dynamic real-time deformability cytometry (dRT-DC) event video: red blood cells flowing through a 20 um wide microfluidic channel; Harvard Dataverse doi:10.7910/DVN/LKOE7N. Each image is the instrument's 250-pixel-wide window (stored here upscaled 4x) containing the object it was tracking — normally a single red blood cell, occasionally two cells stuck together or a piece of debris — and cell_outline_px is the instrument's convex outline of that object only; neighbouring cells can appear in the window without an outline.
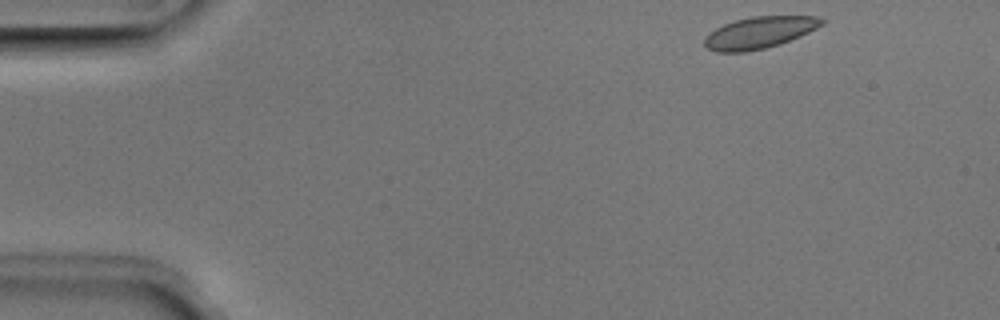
{"species": "Egyptian fruit bat (a non-hibernating species)", "species_latin": "Rousettus aegyptiacus", "temperature_condition": "room temperature", "stored_images_in_passage": 47, "camera_frame_rate_fps": 3000, "um_per_image_px": 0.085, "animal": {"sex": "male"}, "frame": {"image": 1, "passage_image": 1, "time_ms": 0.0, "image_size_px": [1000, 320], "cell_outline_px": [[824, 24], [800, 36], [780, 44], [748, 52], [716, 52], [704, 48], [704, 40], [716, 28], [724, 24], [736, 20], [752, 16], [816, 16], [824, 20]], "centroid_in_image_um": [64.54, 2.78], "position_along_channel_um": 20.5, "area_um2": 21.56}}
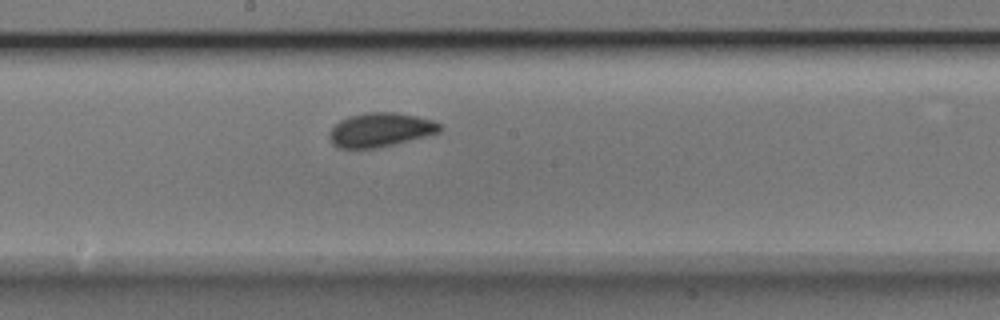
{"frame": {"image": 2, "passage_image": 23, "time_ms": 7.333, "image_size_px": [1000, 320], "cell_outline_px": [[444, 128], [440, 132], [376, 148], [336, 148], [332, 144], [328, 136], [328, 132], [340, 120], [348, 116], [368, 112], [396, 112], [416, 116], [432, 120], [440, 124]], "centroid_in_image_um": [32.3, 11.03], "position_along_channel_um": 215.9, "area_um2": 21.85}}
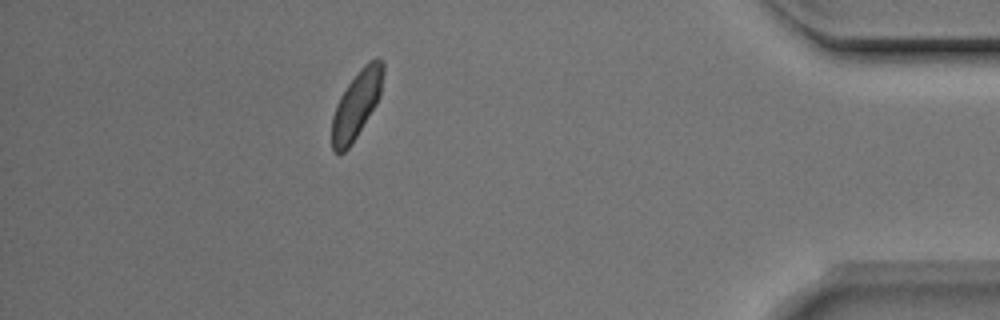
{"frame": {"image": 3, "passage_image": 41, "time_ms": 13.333, "image_size_px": [1000, 320], "cell_outline_px": [[384, 68], [380, 96], [376, 104], [352, 144], [344, 152], [336, 152], [332, 148], [332, 116], [336, 104], [340, 96], [348, 84], [360, 68], [368, 60], [376, 56], [384, 60]], "centroid_in_image_um": [30.32, 8.83], "position_along_channel_um": 404.9, "area_um2": 20.17}, "authors_computed_cell_mechanics": {"area_um2": 21.386, "velocity_mm_per_s": 3.9173, "shape_relaxation_time_tau1_ms": 2.2244, "shape_relaxation_time_tau2_ms": null, "deformation_change_tau1": 0.0909, "deformation_change_tau2": null}}